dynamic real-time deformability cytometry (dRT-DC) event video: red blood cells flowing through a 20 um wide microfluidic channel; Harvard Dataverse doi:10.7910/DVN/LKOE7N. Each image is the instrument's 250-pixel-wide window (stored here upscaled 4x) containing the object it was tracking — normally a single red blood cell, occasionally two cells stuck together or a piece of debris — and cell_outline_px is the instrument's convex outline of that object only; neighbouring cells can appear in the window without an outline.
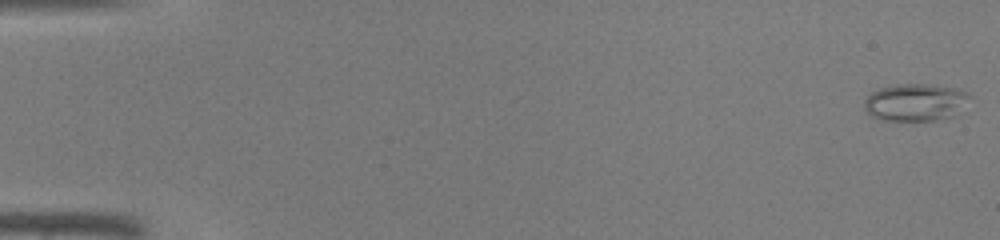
{"species": "common noctule bat (a hibernating species)", "species_latin": "Nyctalus noctula", "temperature_condition": "warm", "stored_images_in_passage": 45, "camera_frame_rate_fps": 3000, "um_per_image_px": 0.085, "animal": {"sex": "male", "body_mass_g": 19.0, "forearm_length_mm": 50.8}, "frame": {"image": 1, "passage_image": 1, "time_ms": 0.0, "image_size_px": [1000, 240], "cell_outline_px": [[968, 96], [952, 116], [936, 120], [884, 120], [872, 116], [864, 108], [864, 100], [872, 92], [880, 88], [896, 84], [936, 84], [956, 88], [968, 92]], "centroid_in_image_um": [77.74, 8.67], "position_along_channel_um": 7.3, "area_um2": 22.48}}
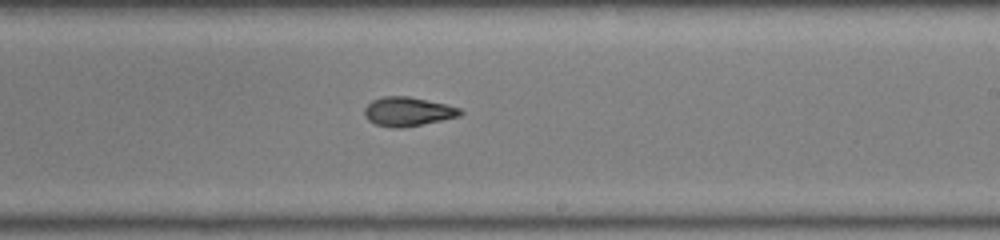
{"frame": {"image": 2, "passage_image": 28, "time_ms": 9.0, "image_size_px": [1000, 240], "cell_outline_px": [[464, 112], [460, 116], [400, 128], [392, 128], [376, 124], [368, 120], [364, 116], [364, 108], [372, 100], [384, 96], [408, 96], [444, 104], [460, 108]], "centroid_in_image_um": [34.63, 9.48], "position_along_channel_um": 254.4, "area_um2": 16.01}}
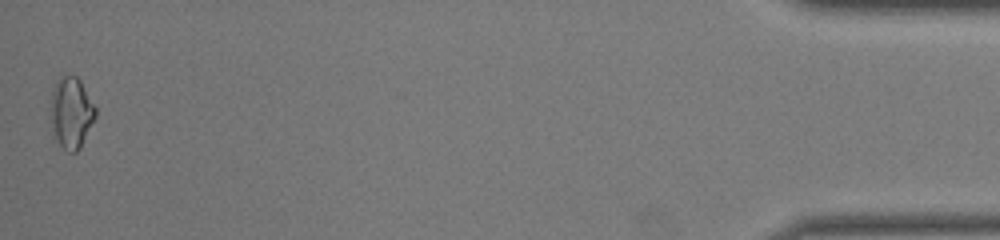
{"frame": {"image": 3, "passage_image": 45, "time_ms": 14.667, "image_size_px": [1000, 240], "cell_outline_px": [[96, 116], [80, 148], [76, 152], [68, 152], [52, 136], [48, 116], [48, 100], [52, 88], [56, 80], [60, 76], [76, 76], [80, 80], [96, 108]], "centroid_in_image_um": [5.97, 9.57], "position_along_channel_um": 429.2, "area_um2": 19.36}}